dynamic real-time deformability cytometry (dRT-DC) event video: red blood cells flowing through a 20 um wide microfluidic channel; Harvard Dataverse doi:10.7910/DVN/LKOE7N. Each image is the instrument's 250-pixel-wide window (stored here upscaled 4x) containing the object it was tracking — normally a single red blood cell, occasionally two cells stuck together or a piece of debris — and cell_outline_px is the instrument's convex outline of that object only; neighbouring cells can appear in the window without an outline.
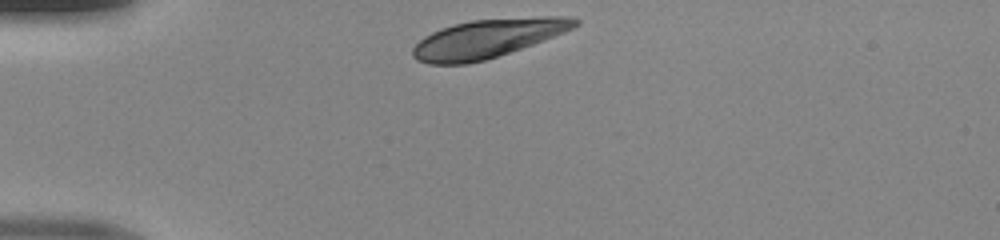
{"species": "human", "species_latin": "Homo sapiens", "temperature_condition": "room temperature", "stored_images_in_passage": 30, "camera_frame_rate_fps": 3000, "um_per_image_px": 0.085, "donor": {"sex": "male"}, "frame": {"image": 1, "passage_image": 1, "time_ms": 0.0, "image_size_px": [1000, 240], "cell_outline_px": [[580, 24], [564, 32], [544, 40], [484, 60], [468, 64], [428, 64], [416, 60], [412, 56], [412, 48], [424, 36], [440, 28], [452, 24], [472, 20], [540, 16], [568, 16], [580, 20]], "centroid_in_image_um": [41.42, 3.26], "position_along_channel_um": 43.6, "area_um2": 36.41}}
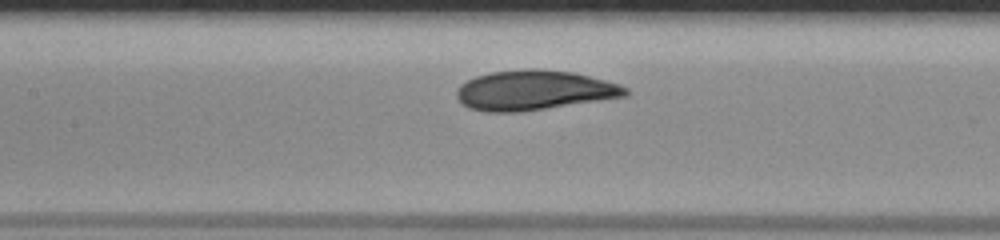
{"frame": {"image": 2, "passage_image": 12, "time_ms": 3.667, "image_size_px": [1000, 240], "cell_outline_px": [[628, 96], [520, 112], [488, 112], [468, 108], [456, 96], [456, 88], [460, 84], [476, 76], [492, 72], [528, 68], [536, 68], [572, 72], [620, 84], [628, 88]], "centroid_in_image_um": [45.39, 7.67], "position_along_channel_um": 162.0, "area_um2": 39.13}}
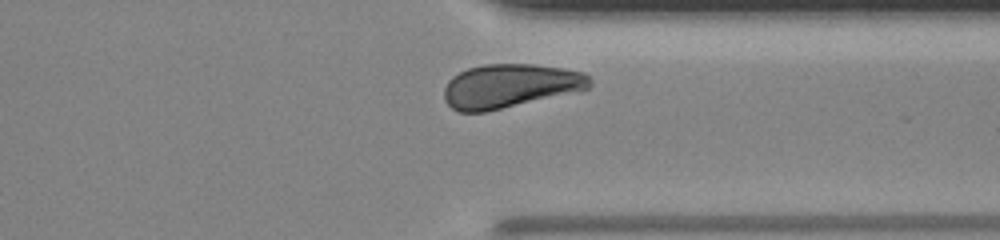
{"frame": {"image": 3, "passage_image": 27, "time_ms": 8.667, "image_size_px": [1000, 240], "cell_outline_px": [[592, 84], [588, 88], [484, 112], [460, 112], [452, 108], [444, 100], [444, 88], [448, 80], [452, 76], [468, 68], [484, 64], [536, 64], [564, 68], [584, 72], [592, 80]], "centroid_in_image_um": [43.31, 7.28], "position_along_channel_um": 368.1, "area_um2": 36.88}}